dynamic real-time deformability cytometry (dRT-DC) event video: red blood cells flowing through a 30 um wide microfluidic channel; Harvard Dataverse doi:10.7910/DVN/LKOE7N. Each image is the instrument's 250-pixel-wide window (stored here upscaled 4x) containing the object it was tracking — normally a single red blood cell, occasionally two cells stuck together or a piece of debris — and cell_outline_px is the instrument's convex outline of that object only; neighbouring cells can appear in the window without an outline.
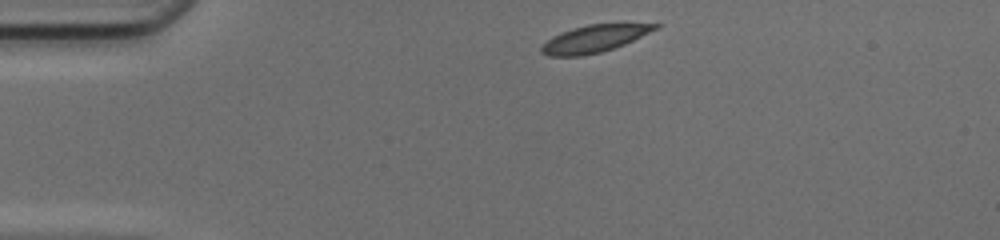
{"species": "common noctule bat (a hibernating species)", "species_latin": "Nyctalus noctula", "temperature_condition": "cold", "stored_images_in_passage": 40, "camera_frame_rate_fps": 3000, "um_per_image_px": 0.085, "animal": {"sex": "female", "body_mass_g": 17.0, "forearm_length_mm": 48.0}, "frame": {"image": 1, "passage_image": 1, "time_ms": 0.0, "image_size_px": [1000, 240], "cell_outline_px": [[660, 28], [624, 44], [600, 52], [580, 56], [548, 56], [540, 52], [540, 48], [552, 36], [560, 32], [572, 28], [588, 24], [660, 24]], "centroid_in_image_um": [50.49, 3.29], "position_along_channel_um": 34.5, "area_um2": 17.86}}
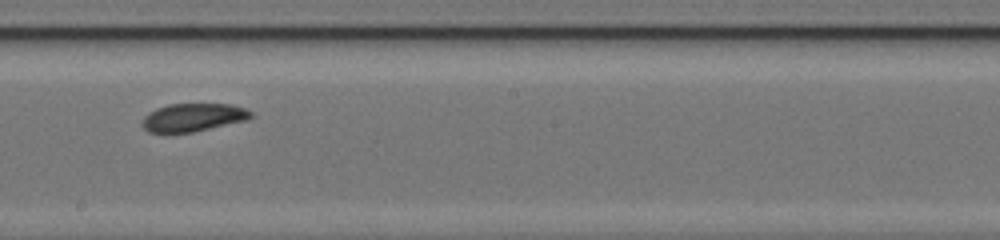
{"frame": {"image": 2, "passage_image": 19, "time_ms": 6.0, "image_size_px": [1000, 240], "cell_outline_px": [[252, 116], [248, 120], [192, 132], [148, 132], [140, 124], [144, 116], [148, 112], [156, 108], [168, 104], [232, 104], [244, 108], [252, 112]], "centroid_in_image_um": [16.4, 9.97], "position_along_channel_um": 231.8, "area_um2": 17.8}}
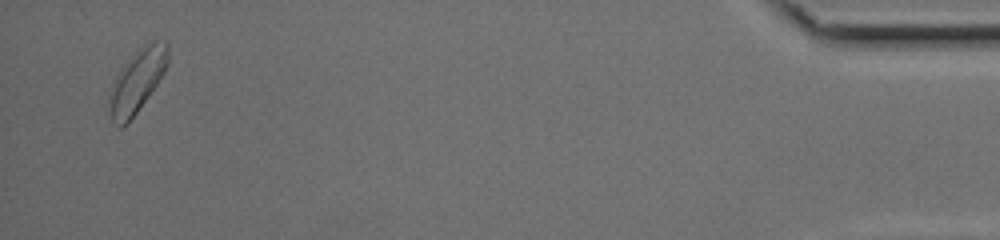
{"frame": {"image": 3, "passage_image": 39, "time_ms": 12.667, "image_size_px": [1000, 240], "cell_outline_px": [[168, 64], [164, 72], [148, 96], [128, 124], [120, 128], [112, 120], [108, 108], [108, 96], [112, 84], [120, 68], [144, 44], [156, 40], [164, 40], [168, 44]], "centroid_in_image_um": [11.64, 6.89], "position_along_channel_um": 423.6, "area_um2": 21.44}, "authors_computed_cell_mechanics": {"area_um2": 18.496, "velocity_mm_per_s": 4.1291, "shape_relaxation_time_tau1_ms": 3.716, "shape_relaxation_time_tau2_ms": 1.9107, "deformation_change_tau1": 0.1147, "deformation_change_tau2": 0.0614}}